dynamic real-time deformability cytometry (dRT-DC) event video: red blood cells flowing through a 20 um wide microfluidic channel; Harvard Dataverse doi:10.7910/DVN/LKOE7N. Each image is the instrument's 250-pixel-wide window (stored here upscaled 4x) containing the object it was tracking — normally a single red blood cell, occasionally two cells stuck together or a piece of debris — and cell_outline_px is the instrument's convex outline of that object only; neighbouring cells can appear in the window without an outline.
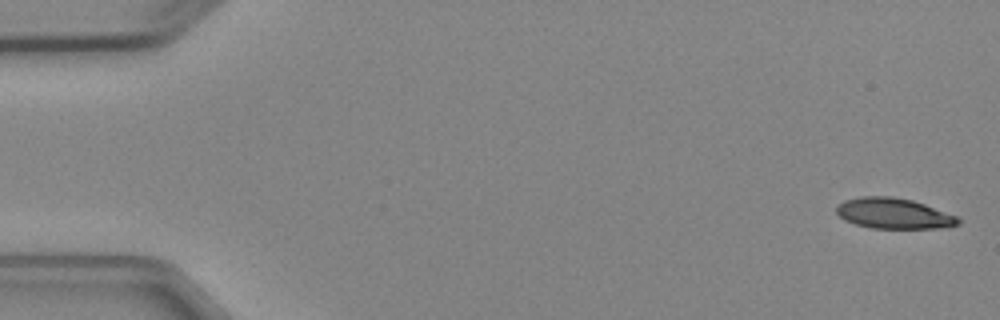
{"species": "Egyptian fruit bat (a non-hibernating species)", "species_latin": "Rousettus aegyptiacus", "temperature_condition": "cold", "stored_images_in_passage": 6, "segment_of_instrument_passage": [1, 2], "camera_frame_rate_fps": 3000, "um_per_image_px": 0.085, "animal": {"sex": "female"}, "frame": {"image": 1, "passage_image": 1, "time_ms": 0.0, "image_size_px": [1000, 320], "cell_outline_px": [[960, 224], [940, 228], [872, 228], [856, 224], [844, 220], [836, 212], [836, 204], [844, 200], [860, 196], [892, 196], [912, 200], [924, 204], [956, 216], [960, 220]], "centroid_in_image_um": [75.92, 18.13], "position_along_channel_um": 9.1, "area_um2": 21.68}}
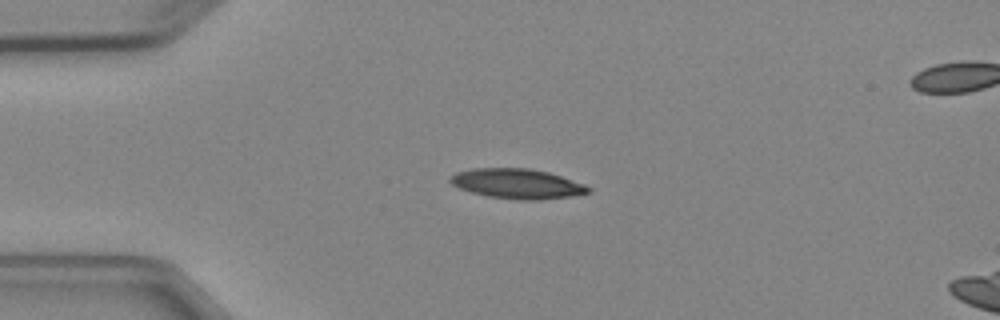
{"frame": {"image": 2, "passage_image": 4, "time_ms": 3.667, "image_size_px": [1000, 320], "cell_outline_px": [[592, 192], [568, 196], [540, 200], [520, 200], [488, 196], [472, 192], [460, 188], [452, 184], [448, 180], [448, 176], [456, 172], [472, 168], [528, 168], [548, 172], [584, 184], [592, 188]], "centroid_in_image_um": [43.94, 15.61], "position_along_channel_um": 41.1, "area_um2": 23.99}}